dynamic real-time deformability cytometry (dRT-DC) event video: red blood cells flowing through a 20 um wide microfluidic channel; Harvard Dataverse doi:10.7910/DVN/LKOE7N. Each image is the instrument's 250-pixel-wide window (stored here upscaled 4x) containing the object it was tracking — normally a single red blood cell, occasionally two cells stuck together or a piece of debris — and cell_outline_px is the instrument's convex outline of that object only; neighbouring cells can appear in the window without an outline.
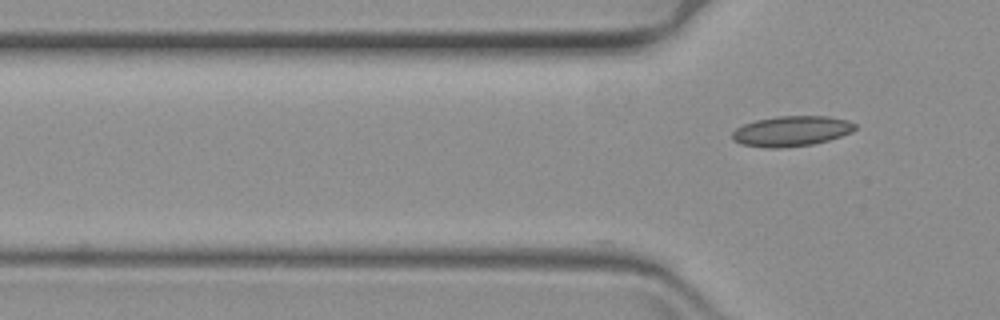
{"species": "common noctule bat (a hibernating species)", "species_latin": "Nyctalus noctula", "temperature_condition": "warm", "stored_images_in_passage": 3, "camera_frame_rate_fps": 3000, "um_per_image_px": 0.085, "animal": {"sex": "female", "body_mass_g": 19.3, "forearm_length_mm": 54.1}, "frame": {"image": 1, "passage_image": 3, "time_ms": 0.667, "image_size_px": [1000, 320], "cell_outline_px": [[856, 128], [852, 132], [828, 140], [812, 144], [784, 148], [768, 148], [740, 144], [732, 140], [732, 132], [736, 128], [744, 124], [756, 120], [776, 116], [828, 116], [848, 120], [856, 124]], "centroid_in_image_um": [67.26, 11.14], "position_along_channel_um": 58.5, "area_um2": 21.79}}